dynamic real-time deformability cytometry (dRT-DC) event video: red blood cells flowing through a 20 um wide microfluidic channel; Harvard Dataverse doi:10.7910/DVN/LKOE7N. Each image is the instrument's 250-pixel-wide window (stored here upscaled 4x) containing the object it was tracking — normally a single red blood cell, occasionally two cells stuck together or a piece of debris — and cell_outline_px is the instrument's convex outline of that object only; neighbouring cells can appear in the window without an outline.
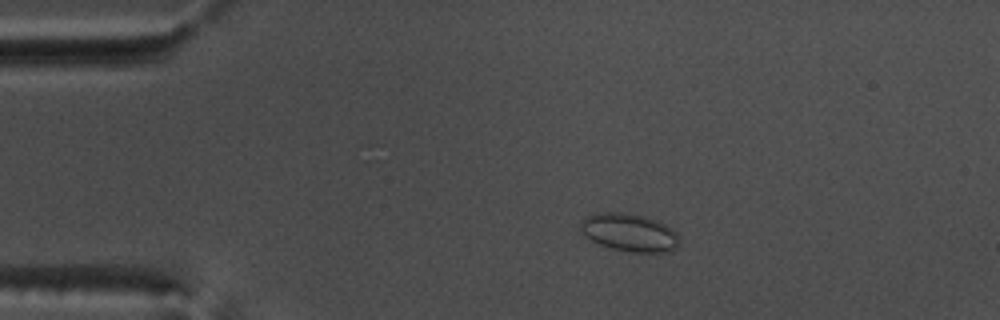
{"species": "common noctule bat (a hibernating species)", "species_latin": "Nyctalus noctula", "temperature_condition": "warm", "stored_images_in_passage": 45, "camera_frame_rate_fps": 3000, "um_per_image_px": 0.085, "animal": {"sex": "male", "body_mass_g": 17.5, "forearm_length_mm": 52.3}, "frame": {"image": 1, "passage_image": 2, "time_ms": 0.333, "image_size_px": [1000, 320], "cell_outline_px": [[680, 240], [676, 248], [672, 252], [632, 252], [612, 248], [600, 244], [584, 236], [580, 232], [580, 220], [584, 216], [600, 212], [620, 212], [644, 216], [656, 220], [672, 228], [676, 232]], "centroid_in_image_um": [53.48, 19.76], "position_along_channel_um": 31.5, "area_um2": 22.02}}
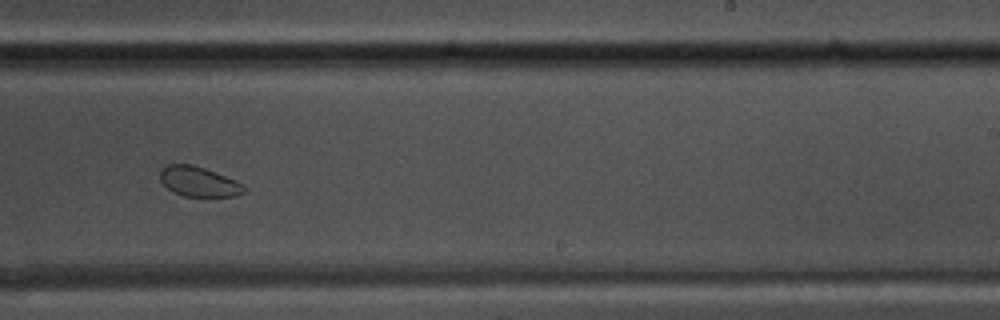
{"frame": {"image": 2, "passage_image": 25, "time_ms": 8.0, "image_size_px": [1000, 320], "cell_outline_px": [[248, 188], [244, 192], [236, 196], [184, 196], [172, 192], [160, 180], [160, 172], [168, 164], [192, 164], [204, 168], [236, 180], [244, 184]], "centroid_in_image_um": [16.93, 15.44], "position_along_channel_um": 272.1, "area_um2": 14.62}}
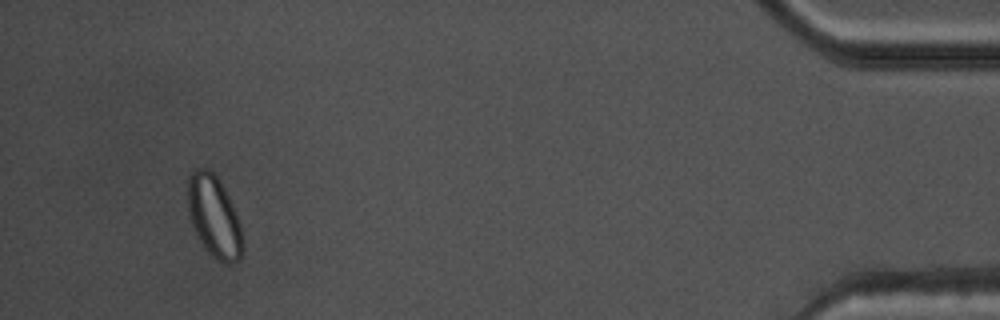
{"frame": {"image": 3, "passage_image": 42, "time_ms": 13.667, "image_size_px": [1000, 320], "cell_outline_px": [[244, 252], [240, 260], [232, 264], [224, 264], [216, 260], [208, 252], [196, 236], [192, 224], [188, 208], [188, 176], [196, 168], [208, 168], [220, 180], [232, 204], [240, 224], [244, 240]], "centroid_in_image_um": [18.22, 18.46], "position_along_channel_um": 417.0, "area_um2": 26.47}, "authors_computed_cell_mechanics": {"area_um2": 17.34, "velocity_mm_per_s": 3.7941, "shape_relaxation_time_tau1_ms": null, "shape_relaxation_time_tau2_ms": 2.7888, "deformation_change_tau1": null, "deformation_change_tau2": 0.0495}}